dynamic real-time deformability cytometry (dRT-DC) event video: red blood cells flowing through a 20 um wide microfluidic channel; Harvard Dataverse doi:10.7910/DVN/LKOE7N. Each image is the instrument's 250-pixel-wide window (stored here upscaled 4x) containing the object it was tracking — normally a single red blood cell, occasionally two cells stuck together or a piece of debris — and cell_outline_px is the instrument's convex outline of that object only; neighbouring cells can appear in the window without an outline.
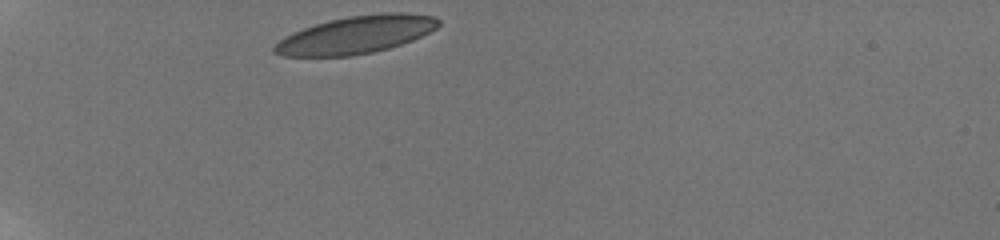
{"species": "human", "species_latin": "Homo sapiens", "temperature_condition": "room temperature", "stored_images_in_passage": 4, "camera_frame_rate_fps": 3000, "um_per_image_px": 0.085, "donor": {"sex": "male"}, "frame": {"image": 1, "passage_image": 1, "time_ms": 0.0, "image_size_px": [1000, 240], "cell_outline_px": [[440, 24], [436, 28], [412, 40], [388, 48], [372, 52], [352, 56], [280, 56], [272, 52], [272, 48], [284, 36], [292, 32], [328, 20], [348, 16], [380, 12], [404, 12], [432, 16], [440, 20]], "centroid_in_image_um": [30.23, 2.95], "position_along_channel_um": 54.8, "area_um2": 35.95}}